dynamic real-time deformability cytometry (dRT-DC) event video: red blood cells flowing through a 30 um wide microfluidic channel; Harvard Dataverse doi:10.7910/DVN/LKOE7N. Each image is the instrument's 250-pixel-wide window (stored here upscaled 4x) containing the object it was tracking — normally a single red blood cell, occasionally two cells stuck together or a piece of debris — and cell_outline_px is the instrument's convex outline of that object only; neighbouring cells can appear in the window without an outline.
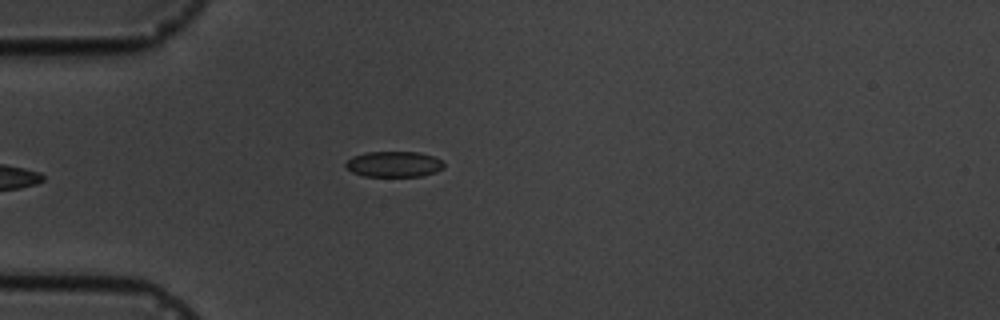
{"species": "common noctule bat (a hibernating species)", "species_latin": "Nyctalus noctula", "temperature_condition": "cold", "stored_images_in_passage": 3, "camera_frame_rate_fps": 3000, "um_per_image_px": 0.085, "animal": {"sex": "male", "body_mass_g": 19.5, "forearm_length_mm": 54.6}, "frame": {"image": 1, "passage_image": 3, "time_ms": 2.333, "image_size_px": [1000, 320], "cell_outline_px": [[444, 168], [436, 172], [424, 176], [364, 176], [352, 172], [344, 164], [352, 156], [364, 152], [416, 152], [432, 156], [444, 160]], "centroid_in_image_um": [33.51, 13.95], "position_along_channel_um": 51.5, "area_um2": 14.8}}